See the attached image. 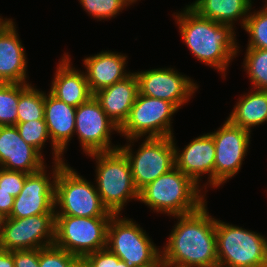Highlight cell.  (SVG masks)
<instances>
[{"mask_svg": "<svg viewBox=\"0 0 267 267\" xmlns=\"http://www.w3.org/2000/svg\"><path fill=\"white\" fill-rule=\"evenodd\" d=\"M205 203L198 211L173 216L178 221L161 250V263L170 267H218L216 219Z\"/></svg>", "mask_w": 267, "mask_h": 267, "instance_id": "1", "label": "cell"}, {"mask_svg": "<svg viewBox=\"0 0 267 267\" xmlns=\"http://www.w3.org/2000/svg\"><path fill=\"white\" fill-rule=\"evenodd\" d=\"M179 32L196 59L214 68L225 78L232 59L239 53L234 27L223 25L199 16L188 5L181 12H174Z\"/></svg>", "mask_w": 267, "mask_h": 267, "instance_id": "2", "label": "cell"}, {"mask_svg": "<svg viewBox=\"0 0 267 267\" xmlns=\"http://www.w3.org/2000/svg\"><path fill=\"white\" fill-rule=\"evenodd\" d=\"M201 190L191 178L174 167L142 188L138 201L171 218L196 212L207 203L205 192L208 190Z\"/></svg>", "mask_w": 267, "mask_h": 267, "instance_id": "3", "label": "cell"}, {"mask_svg": "<svg viewBox=\"0 0 267 267\" xmlns=\"http://www.w3.org/2000/svg\"><path fill=\"white\" fill-rule=\"evenodd\" d=\"M88 156L96 161L95 185L103 205L114 215H122L126 203L139 199L126 155L118 148Z\"/></svg>", "mask_w": 267, "mask_h": 267, "instance_id": "4", "label": "cell"}, {"mask_svg": "<svg viewBox=\"0 0 267 267\" xmlns=\"http://www.w3.org/2000/svg\"><path fill=\"white\" fill-rule=\"evenodd\" d=\"M64 163L55 181V215L76 217H112L103 205L96 185Z\"/></svg>", "mask_w": 267, "mask_h": 267, "instance_id": "5", "label": "cell"}, {"mask_svg": "<svg viewBox=\"0 0 267 267\" xmlns=\"http://www.w3.org/2000/svg\"><path fill=\"white\" fill-rule=\"evenodd\" d=\"M218 267H267V237L216 219Z\"/></svg>", "mask_w": 267, "mask_h": 267, "instance_id": "6", "label": "cell"}, {"mask_svg": "<svg viewBox=\"0 0 267 267\" xmlns=\"http://www.w3.org/2000/svg\"><path fill=\"white\" fill-rule=\"evenodd\" d=\"M107 248L128 267H159L161 248L131 218L113 215L107 228Z\"/></svg>", "mask_w": 267, "mask_h": 267, "instance_id": "7", "label": "cell"}, {"mask_svg": "<svg viewBox=\"0 0 267 267\" xmlns=\"http://www.w3.org/2000/svg\"><path fill=\"white\" fill-rule=\"evenodd\" d=\"M138 140L139 138L126 140L127 143L123 146L120 144L119 149L126 155L134 185L140 191L160 175L173 169L175 161L172 137L145 138L134 152L132 146Z\"/></svg>", "mask_w": 267, "mask_h": 267, "instance_id": "8", "label": "cell"}, {"mask_svg": "<svg viewBox=\"0 0 267 267\" xmlns=\"http://www.w3.org/2000/svg\"><path fill=\"white\" fill-rule=\"evenodd\" d=\"M111 217L55 215L54 244L81 259L107 247V228Z\"/></svg>", "mask_w": 267, "mask_h": 267, "instance_id": "9", "label": "cell"}, {"mask_svg": "<svg viewBox=\"0 0 267 267\" xmlns=\"http://www.w3.org/2000/svg\"><path fill=\"white\" fill-rule=\"evenodd\" d=\"M176 112L178 109L172 103L138 93L127 120L119 128V134L126 140L142 139L144 136L172 137V118Z\"/></svg>", "mask_w": 267, "mask_h": 267, "instance_id": "10", "label": "cell"}, {"mask_svg": "<svg viewBox=\"0 0 267 267\" xmlns=\"http://www.w3.org/2000/svg\"><path fill=\"white\" fill-rule=\"evenodd\" d=\"M55 242V214L2 220L0 249L7 251L40 249Z\"/></svg>", "mask_w": 267, "mask_h": 267, "instance_id": "11", "label": "cell"}, {"mask_svg": "<svg viewBox=\"0 0 267 267\" xmlns=\"http://www.w3.org/2000/svg\"><path fill=\"white\" fill-rule=\"evenodd\" d=\"M210 134L216 150L214 188H218L241 170L243 159L250 149L251 132L226 119L222 126Z\"/></svg>", "mask_w": 267, "mask_h": 267, "instance_id": "12", "label": "cell"}, {"mask_svg": "<svg viewBox=\"0 0 267 267\" xmlns=\"http://www.w3.org/2000/svg\"><path fill=\"white\" fill-rule=\"evenodd\" d=\"M113 131L119 133V127L106 115L94 96L76 108L74 134L86 155L118 149L120 144H111Z\"/></svg>", "mask_w": 267, "mask_h": 267, "instance_id": "13", "label": "cell"}, {"mask_svg": "<svg viewBox=\"0 0 267 267\" xmlns=\"http://www.w3.org/2000/svg\"><path fill=\"white\" fill-rule=\"evenodd\" d=\"M52 163V176H49L50 173L47 174L46 166L37 172L27 174L21 192L14 199L9 218L55 214V181L59 168L65 162Z\"/></svg>", "mask_w": 267, "mask_h": 267, "instance_id": "14", "label": "cell"}, {"mask_svg": "<svg viewBox=\"0 0 267 267\" xmlns=\"http://www.w3.org/2000/svg\"><path fill=\"white\" fill-rule=\"evenodd\" d=\"M139 94L166 100L178 110L193 97L199 86L185 74L171 67L135 72Z\"/></svg>", "mask_w": 267, "mask_h": 267, "instance_id": "15", "label": "cell"}, {"mask_svg": "<svg viewBox=\"0 0 267 267\" xmlns=\"http://www.w3.org/2000/svg\"><path fill=\"white\" fill-rule=\"evenodd\" d=\"M174 145L175 167L191 178L199 187L202 175L206 174L207 182L202 189L214 188V162L216 150L214 140L210 133L200 135L187 144L183 151L176 146L174 135L172 136Z\"/></svg>", "mask_w": 267, "mask_h": 267, "instance_id": "16", "label": "cell"}, {"mask_svg": "<svg viewBox=\"0 0 267 267\" xmlns=\"http://www.w3.org/2000/svg\"><path fill=\"white\" fill-rule=\"evenodd\" d=\"M76 107L45 92L44 119L51 139L53 162H65L64 152L75 132Z\"/></svg>", "mask_w": 267, "mask_h": 267, "instance_id": "17", "label": "cell"}, {"mask_svg": "<svg viewBox=\"0 0 267 267\" xmlns=\"http://www.w3.org/2000/svg\"><path fill=\"white\" fill-rule=\"evenodd\" d=\"M43 156L20 136L16 126H0V167L27 174L41 170Z\"/></svg>", "mask_w": 267, "mask_h": 267, "instance_id": "18", "label": "cell"}, {"mask_svg": "<svg viewBox=\"0 0 267 267\" xmlns=\"http://www.w3.org/2000/svg\"><path fill=\"white\" fill-rule=\"evenodd\" d=\"M17 27L9 19L0 28V83H27V57Z\"/></svg>", "mask_w": 267, "mask_h": 267, "instance_id": "19", "label": "cell"}, {"mask_svg": "<svg viewBox=\"0 0 267 267\" xmlns=\"http://www.w3.org/2000/svg\"><path fill=\"white\" fill-rule=\"evenodd\" d=\"M127 58L126 54L106 50L82 60L86 69V79L93 95L123 80L131 73L126 70Z\"/></svg>", "mask_w": 267, "mask_h": 267, "instance_id": "20", "label": "cell"}, {"mask_svg": "<svg viewBox=\"0 0 267 267\" xmlns=\"http://www.w3.org/2000/svg\"><path fill=\"white\" fill-rule=\"evenodd\" d=\"M56 66L50 93L68 105L78 107L94 96L84 71L76 70L68 53H64Z\"/></svg>", "mask_w": 267, "mask_h": 267, "instance_id": "21", "label": "cell"}, {"mask_svg": "<svg viewBox=\"0 0 267 267\" xmlns=\"http://www.w3.org/2000/svg\"><path fill=\"white\" fill-rule=\"evenodd\" d=\"M138 93V80L135 72H131L123 80L96 92L94 97L106 115L120 128L127 120Z\"/></svg>", "mask_w": 267, "mask_h": 267, "instance_id": "22", "label": "cell"}, {"mask_svg": "<svg viewBox=\"0 0 267 267\" xmlns=\"http://www.w3.org/2000/svg\"><path fill=\"white\" fill-rule=\"evenodd\" d=\"M252 3V0H195L188 6L199 16L223 25L233 27L240 20L243 28Z\"/></svg>", "mask_w": 267, "mask_h": 267, "instance_id": "23", "label": "cell"}, {"mask_svg": "<svg viewBox=\"0 0 267 267\" xmlns=\"http://www.w3.org/2000/svg\"><path fill=\"white\" fill-rule=\"evenodd\" d=\"M227 119L250 132L252 127L267 122V90L253 89L242 94Z\"/></svg>", "mask_w": 267, "mask_h": 267, "instance_id": "24", "label": "cell"}, {"mask_svg": "<svg viewBox=\"0 0 267 267\" xmlns=\"http://www.w3.org/2000/svg\"><path fill=\"white\" fill-rule=\"evenodd\" d=\"M45 92L29 83H19L17 123L44 119Z\"/></svg>", "mask_w": 267, "mask_h": 267, "instance_id": "25", "label": "cell"}, {"mask_svg": "<svg viewBox=\"0 0 267 267\" xmlns=\"http://www.w3.org/2000/svg\"><path fill=\"white\" fill-rule=\"evenodd\" d=\"M243 68L253 89L267 90V49L246 48Z\"/></svg>", "mask_w": 267, "mask_h": 267, "instance_id": "26", "label": "cell"}, {"mask_svg": "<svg viewBox=\"0 0 267 267\" xmlns=\"http://www.w3.org/2000/svg\"><path fill=\"white\" fill-rule=\"evenodd\" d=\"M259 10L250 12L243 29L249 33L247 48L267 49V0Z\"/></svg>", "mask_w": 267, "mask_h": 267, "instance_id": "27", "label": "cell"}, {"mask_svg": "<svg viewBox=\"0 0 267 267\" xmlns=\"http://www.w3.org/2000/svg\"><path fill=\"white\" fill-rule=\"evenodd\" d=\"M19 83H0V126L17 124Z\"/></svg>", "mask_w": 267, "mask_h": 267, "instance_id": "28", "label": "cell"}, {"mask_svg": "<svg viewBox=\"0 0 267 267\" xmlns=\"http://www.w3.org/2000/svg\"><path fill=\"white\" fill-rule=\"evenodd\" d=\"M39 267H81V258L53 244L39 249Z\"/></svg>", "mask_w": 267, "mask_h": 267, "instance_id": "29", "label": "cell"}, {"mask_svg": "<svg viewBox=\"0 0 267 267\" xmlns=\"http://www.w3.org/2000/svg\"><path fill=\"white\" fill-rule=\"evenodd\" d=\"M15 126L21 138L43 155L41 151L45 146V142H47V140H51L45 120L17 123Z\"/></svg>", "mask_w": 267, "mask_h": 267, "instance_id": "30", "label": "cell"}, {"mask_svg": "<svg viewBox=\"0 0 267 267\" xmlns=\"http://www.w3.org/2000/svg\"><path fill=\"white\" fill-rule=\"evenodd\" d=\"M91 17L101 20H109L116 17L127 5L123 0H78Z\"/></svg>", "mask_w": 267, "mask_h": 267, "instance_id": "31", "label": "cell"}, {"mask_svg": "<svg viewBox=\"0 0 267 267\" xmlns=\"http://www.w3.org/2000/svg\"><path fill=\"white\" fill-rule=\"evenodd\" d=\"M26 177L27 173L0 167V188L16 197L21 192Z\"/></svg>", "mask_w": 267, "mask_h": 267, "instance_id": "32", "label": "cell"}, {"mask_svg": "<svg viewBox=\"0 0 267 267\" xmlns=\"http://www.w3.org/2000/svg\"><path fill=\"white\" fill-rule=\"evenodd\" d=\"M82 267H114V253L107 247L87 254L81 259Z\"/></svg>", "mask_w": 267, "mask_h": 267, "instance_id": "33", "label": "cell"}, {"mask_svg": "<svg viewBox=\"0 0 267 267\" xmlns=\"http://www.w3.org/2000/svg\"><path fill=\"white\" fill-rule=\"evenodd\" d=\"M14 267H39V249L13 251Z\"/></svg>", "mask_w": 267, "mask_h": 267, "instance_id": "34", "label": "cell"}, {"mask_svg": "<svg viewBox=\"0 0 267 267\" xmlns=\"http://www.w3.org/2000/svg\"><path fill=\"white\" fill-rule=\"evenodd\" d=\"M14 199L15 197L0 188V217L2 219L10 216Z\"/></svg>", "mask_w": 267, "mask_h": 267, "instance_id": "35", "label": "cell"}, {"mask_svg": "<svg viewBox=\"0 0 267 267\" xmlns=\"http://www.w3.org/2000/svg\"><path fill=\"white\" fill-rule=\"evenodd\" d=\"M0 267H14L13 251L0 249Z\"/></svg>", "mask_w": 267, "mask_h": 267, "instance_id": "36", "label": "cell"}, {"mask_svg": "<svg viewBox=\"0 0 267 267\" xmlns=\"http://www.w3.org/2000/svg\"><path fill=\"white\" fill-rule=\"evenodd\" d=\"M114 267H128V266L123 260H120V258L116 254H114Z\"/></svg>", "mask_w": 267, "mask_h": 267, "instance_id": "37", "label": "cell"}, {"mask_svg": "<svg viewBox=\"0 0 267 267\" xmlns=\"http://www.w3.org/2000/svg\"><path fill=\"white\" fill-rule=\"evenodd\" d=\"M138 0H123V2L127 5L130 6L134 3H136Z\"/></svg>", "mask_w": 267, "mask_h": 267, "instance_id": "38", "label": "cell"}, {"mask_svg": "<svg viewBox=\"0 0 267 267\" xmlns=\"http://www.w3.org/2000/svg\"><path fill=\"white\" fill-rule=\"evenodd\" d=\"M9 20V18H4L0 16V28Z\"/></svg>", "mask_w": 267, "mask_h": 267, "instance_id": "39", "label": "cell"}, {"mask_svg": "<svg viewBox=\"0 0 267 267\" xmlns=\"http://www.w3.org/2000/svg\"><path fill=\"white\" fill-rule=\"evenodd\" d=\"M159 267H170V266H167V265H164L163 263H161Z\"/></svg>", "mask_w": 267, "mask_h": 267, "instance_id": "40", "label": "cell"}, {"mask_svg": "<svg viewBox=\"0 0 267 267\" xmlns=\"http://www.w3.org/2000/svg\"><path fill=\"white\" fill-rule=\"evenodd\" d=\"M2 218L0 217V231H1V223H2Z\"/></svg>", "mask_w": 267, "mask_h": 267, "instance_id": "41", "label": "cell"}]
</instances>
